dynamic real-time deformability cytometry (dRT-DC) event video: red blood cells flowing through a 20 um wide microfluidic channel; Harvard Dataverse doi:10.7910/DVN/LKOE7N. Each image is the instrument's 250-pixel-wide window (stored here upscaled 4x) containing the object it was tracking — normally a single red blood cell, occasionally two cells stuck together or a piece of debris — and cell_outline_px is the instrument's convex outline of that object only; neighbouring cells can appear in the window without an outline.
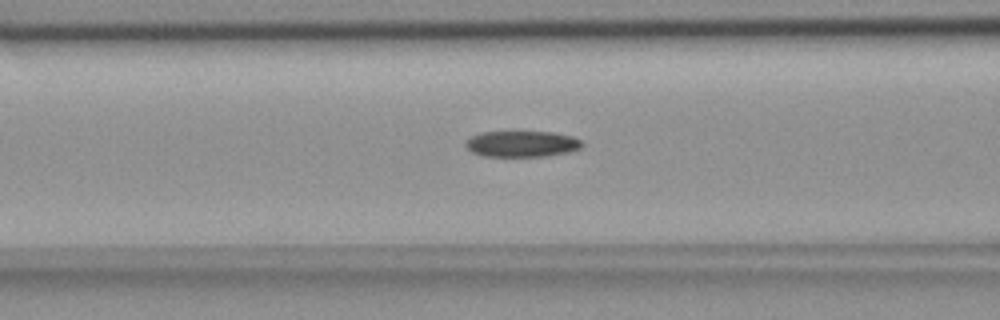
{"species": "common noctule bat (a hibernating species)", "species_latin": "Nyctalus noctula", "temperature_condition": "room temperature", "stored_images_in_passage": 56, "segment_of_instrument_passage": [1, 2], "camera_frame_rate_fps": 3000, "um_per_image_px": 0.085, "animal": {"sex": "female", "body_mass_g": 18.4}, "frame": {"image": 1, "passage_image": 22, "time_ms": 7.0, "image_size_px": [1000, 320], "cell_outline_px": [[584, 144], [580, 148], [568, 152], [544, 156], [484, 156], [472, 152], [464, 144], [472, 136], [480, 132], [516, 128], [552, 132], [572, 136], [580, 140]], "centroid_in_image_um": [44.34, 12.16], "position_along_channel_um": 122.3, "area_um2": 18.55}}
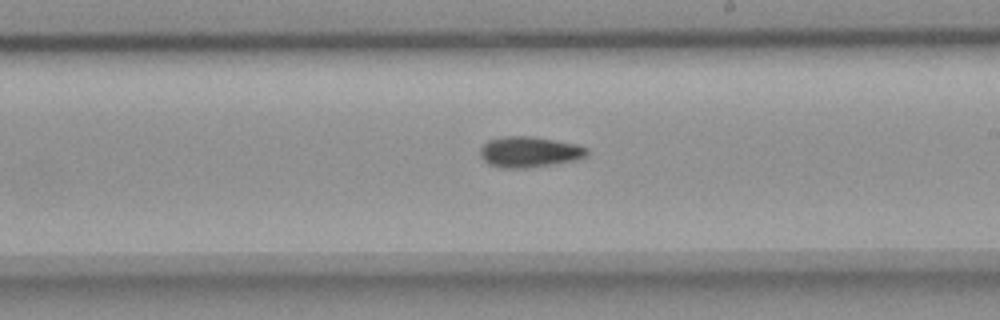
{"frame": {"image": 2, "passage_image": 32, "time_ms": 10.333, "image_size_px": [1000, 320], "cell_outline_px": [[588, 156], [572, 160], [552, 164], [528, 168], [496, 168], [488, 164], [480, 156], [480, 148], [488, 140], [504, 136], [532, 136], [576, 144], [588, 148]], "centroid_in_image_um": [44.96, 12.92], "position_along_channel_um": 244.0, "area_um2": 19.19}}
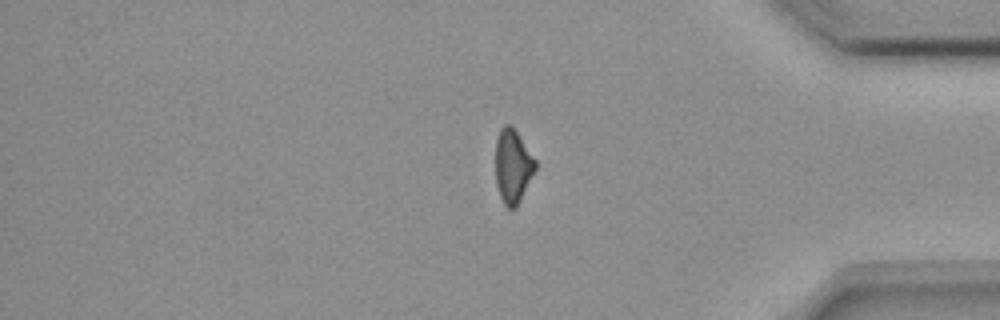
{"frame": {"image": 3, "passage_image": 46, "time_ms": 15.0, "image_size_px": [1000, 320], "cell_outline_px": [[536, 168], [516, 208], [508, 208], [504, 204], [500, 196], [496, 184], [496, 140], [500, 128], [504, 124], [508, 124], [516, 132], [536, 160]], "centroid_in_image_um": [43.57, 14.13], "position_along_channel_um": 391.6, "area_um2": 16.82}}